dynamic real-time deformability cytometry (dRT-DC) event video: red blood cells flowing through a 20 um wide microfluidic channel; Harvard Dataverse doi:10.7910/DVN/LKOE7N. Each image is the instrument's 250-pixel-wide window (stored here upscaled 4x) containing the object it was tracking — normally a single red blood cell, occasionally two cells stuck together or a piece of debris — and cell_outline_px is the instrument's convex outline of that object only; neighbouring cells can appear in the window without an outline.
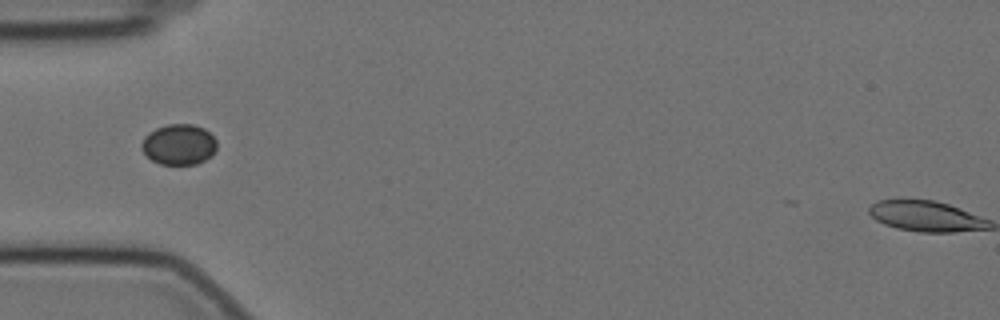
{"species": "Egyptian fruit bat (a non-hibernating species)", "species_latin": "Rousettus aegyptiacus", "temperature_condition": "cold", "stored_images_in_passage": 38, "camera_frame_rate_fps": 3000, "um_per_image_px": 0.085, "animal": {"sex": "female"}, "frame": {"image": 1, "passage_image": 1, "time_ms": 0.0, "image_size_px": [1000, 320], "cell_outline_px": [[216, 148], [212, 156], [196, 164], [160, 164], [152, 160], [140, 148], [140, 144], [144, 136], [148, 132], [156, 128], [168, 124], [192, 124], [204, 128], [216, 140]], "centroid_in_image_um": [15.18, 12.27], "position_along_channel_um": 69.8, "area_um2": 17.86}}
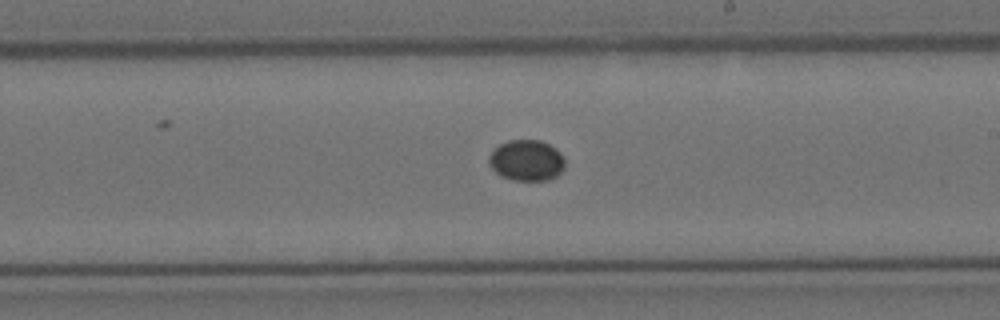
{"frame": {"image": 2, "passage_image": 16, "time_ms": 5.0, "image_size_px": [1000, 320], "cell_outline_px": [[564, 168], [556, 176], [548, 180], [512, 180], [500, 176], [488, 164], [488, 156], [492, 148], [508, 140], [540, 140], [548, 144], [560, 152], [564, 160]], "centroid_in_image_um": [44.71, 13.63], "position_along_channel_um": 244.3, "area_um2": 18.26}}
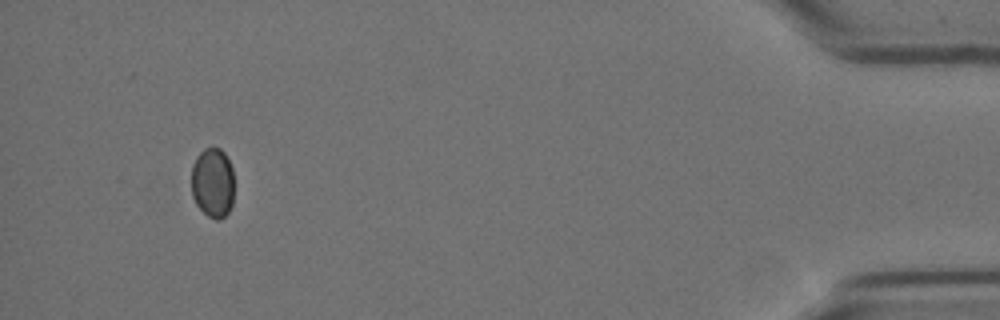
{"frame": {"image": 3, "passage_image": 37, "time_ms": 12.0, "image_size_px": [1000, 320], "cell_outline_px": [[232, 204], [228, 212], [220, 220], [216, 220], [208, 216], [196, 204], [192, 196], [192, 164], [196, 156], [204, 148], [220, 148], [224, 152], [232, 168]], "centroid_in_image_um": [18.06, 15.53], "position_along_channel_um": 417.1, "area_um2": 17.34}}